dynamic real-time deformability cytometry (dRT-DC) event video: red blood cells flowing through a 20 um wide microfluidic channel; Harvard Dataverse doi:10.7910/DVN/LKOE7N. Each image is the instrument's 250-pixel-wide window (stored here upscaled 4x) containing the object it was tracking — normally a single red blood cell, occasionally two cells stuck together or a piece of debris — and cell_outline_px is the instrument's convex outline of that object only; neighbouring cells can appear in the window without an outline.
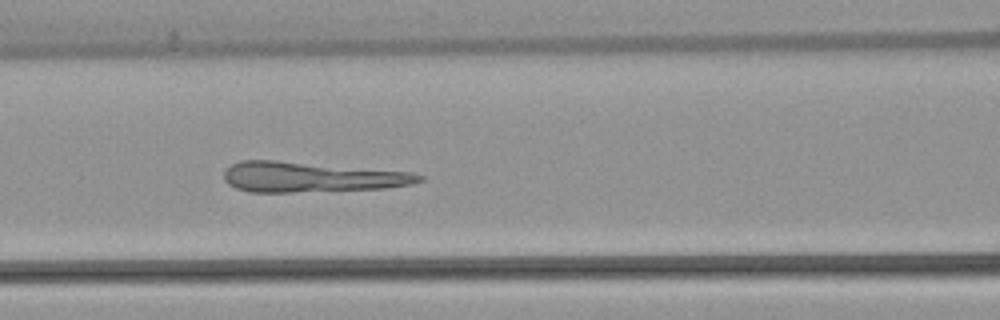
{"species": "common noctule bat (a hibernating species)", "species_latin": "Nyctalus noctula", "temperature_condition": "warm", "stored_images_in_passage": 53, "camera_frame_rate_fps": 3000, "um_per_image_px": 0.085, "animal": {"sex": "female", "body_mass_g": 22.7, "forearm_length_mm": 54.2}, "frame": {"image": 1, "passage_image": 23, "time_ms": 7.333, "image_size_px": [1000, 320], "cell_outline_px": [[424, 180], [412, 184], [384, 188], [292, 192], [252, 192], [236, 188], [228, 184], [224, 180], [224, 172], [232, 164], [240, 160], [276, 160], [412, 172], [424, 176]], "centroid_in_image_um": [26.44, 15.04], "position_along_channel_um": 140.2, "area_um2": 34.28}}
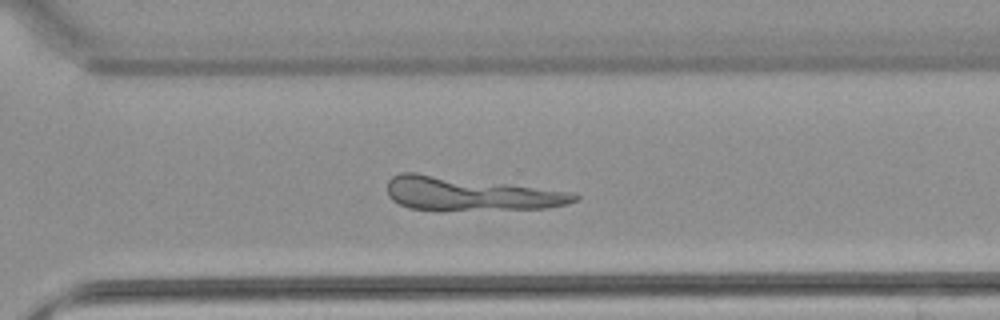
{"frame": {"image": 2, "passage_image": 38, "time_ms": 12.333, "image_size_px": [1000, 320], "cell_outline_px": [[580, 196], [576, 200], [564, 204], [548, 208], [408, 208], [392, 200], [388, 196], [388, 180], [392, 176], [400, 172], [416, 172], [576, 192]], "centroid_in_image_um": [39.94, 16.42], "position_along_channel_um": 330.7, "area_um2": 35.66}}
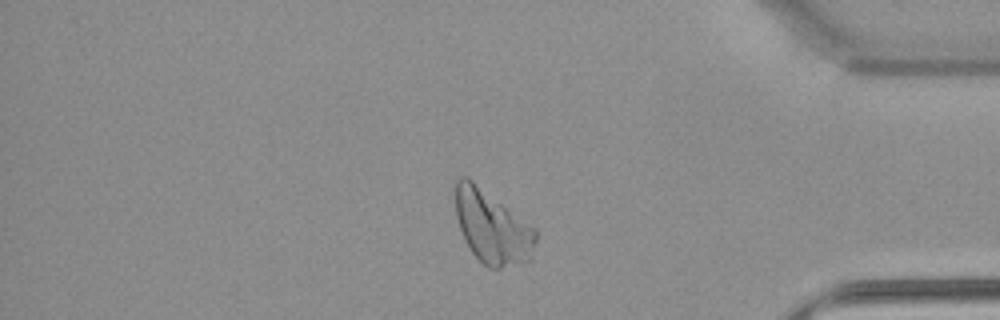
{"frame": {"image": 3, "passage_image": 45, "time_ms": 14.667, "image_size_px": [1000, 320], "cell_outline_px": [[536, 240], [532, 260], [500, 268], [488, 268], [472, 252], [464, 240], [456, 216], [456, 180], [460, 176], [468, 176], [536, 228]], "centroid_in_image_um": [41.85, 19.29], "position_along_channel_um": 393.3, "area_um2": 34.39}}